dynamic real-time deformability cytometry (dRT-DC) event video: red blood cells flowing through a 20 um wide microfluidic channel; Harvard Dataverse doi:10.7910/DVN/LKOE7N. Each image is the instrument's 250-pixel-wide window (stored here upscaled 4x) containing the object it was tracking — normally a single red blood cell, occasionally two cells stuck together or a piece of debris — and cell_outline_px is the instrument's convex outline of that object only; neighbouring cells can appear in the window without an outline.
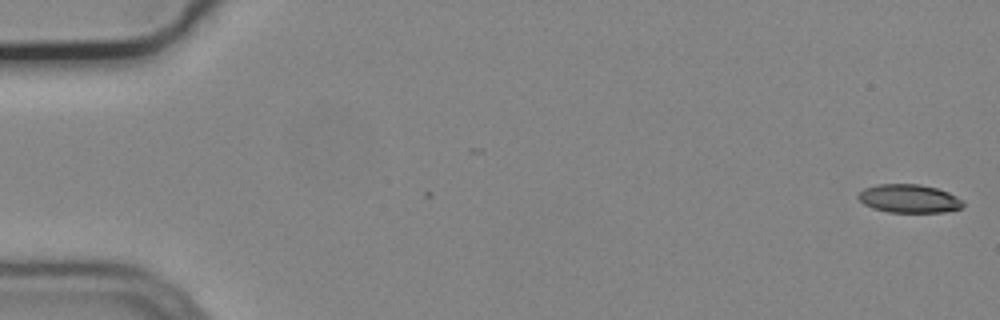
{"species": "common noctule bat (a hibernating species)", "species_latin": "Nyctalus noctula", "temperature_condition": "cold", "stored_images_in_passage": 56, "camera_frame_rate_fps": 3000, "um_per_image_px": 0.085, "animal": {"sex": "male", "body_mass_g": 19.2, "forearm_length_mm": 51.8}, "frame": {"image": 1, "passage_image": 1, "time_ms": 0.0, "image_size_px": [1000, 320], "cell_outline_px": [[964, 204], [960, 208], [944, 212], [888, 212], [872, 208], [864, 204], [856, 196], [864, 188], [876, 184], [920, 184], [936, 188], [948, 192], [964, 200]], "centroid_in_image_um": [77.26, 16.87], "position_along_channel_um": 7.7, "area_um2": 17.4}}
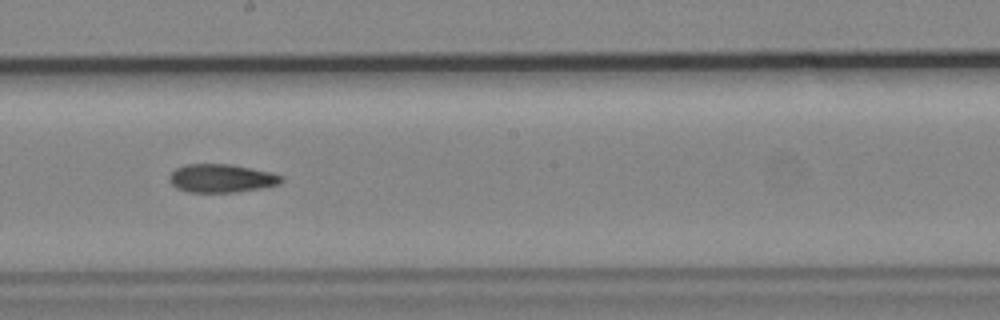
{"frame": {"image": 2, "passage_image": 31, "time_ms": 10.0, "image_size_px": [1000, 320], "cell_outline_px": [[284, 180], [280, 184], [260, 188], [236, 192], [188, 192], [176, 188], [168, 180], [168, 176], [176, 168], [184, 164], [232, 164], [272, 172], [284, 176]], "centroid_in_image_um": [18.83, 15.15], "position_along_channel_um": 229.4, "area_um2": 18.73}}
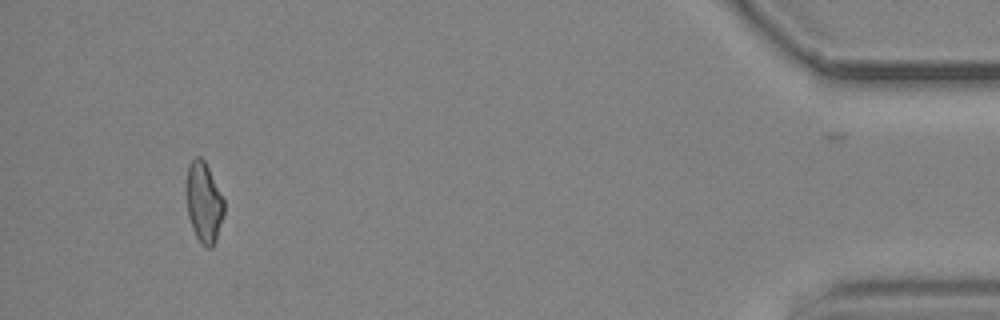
{"frame": {"image": 3, "passage_image": 52, "time_ms": 17.0, "image_size_px": [1000, 320], "cell_outline_px": [[224, 216], [216, 240], [212, 248], [208, 248], [200, 244], [192, 228], [188, 216], [188, 164], [196, 156], [200, 156], [204, 160], [224, 200]], "centroid_in_image_um": [17.35, 17.26], "position_along_channel_um": 417.8, "area_um2": 17.34}, "authors_computed_cell_mechanics": {"area_um2": 18.4671, "velocity_mm_per_s": 3.7309, "shape_relaxation_time_tau1_ms": 10.3174, "shape_relaxation_time_tau2_ms": null, "deformation_change_tau1": 0.2012, "deformation_change_tau2": null}}